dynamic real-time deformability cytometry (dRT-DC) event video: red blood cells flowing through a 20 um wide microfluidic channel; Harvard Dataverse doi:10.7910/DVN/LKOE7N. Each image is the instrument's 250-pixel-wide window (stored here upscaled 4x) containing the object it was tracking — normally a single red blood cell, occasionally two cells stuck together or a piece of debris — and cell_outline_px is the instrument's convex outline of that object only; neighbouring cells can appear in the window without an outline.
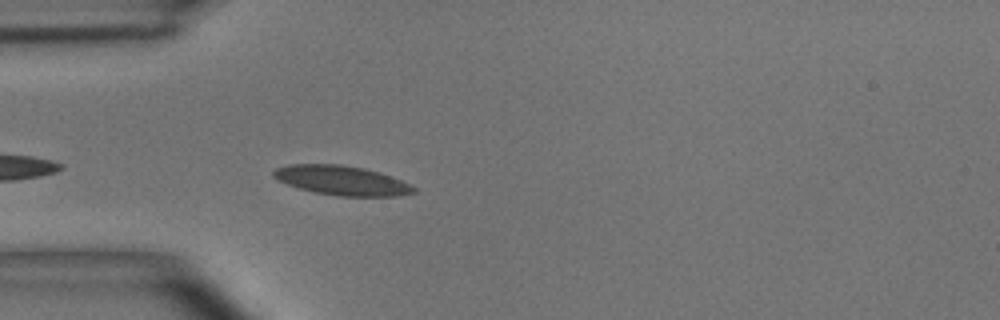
{"species": "common noctule bat (a hibernating species)", "species_latin": "Nyctalus noctula", "temperature_condition": "room temperature", "stored_images_in_passage": 5, "camera_frame_rate_fps": 3000, "um_per_image_px": 0.085, "animal": {"sex": "male", "body_mass_g": 15.6}, "frame": {"image": 1, "passage_image": 5, "time_ms": 4.667, "image_size_px": [1000, 320], "cell_outline_px": [[416, 192], [400, 196], [340, 196], [316, 192], [300, 188], [288, 184], [272, 176], [272, 172], [276, 168], [288, 164], [340, 164], [364, 168], [380, 172], [400, 180], [416, 188]], "centroid_in_image_um": [29.06, 15.33], "position_along_channel_um": 55.9, "area_um2": 23.87}}